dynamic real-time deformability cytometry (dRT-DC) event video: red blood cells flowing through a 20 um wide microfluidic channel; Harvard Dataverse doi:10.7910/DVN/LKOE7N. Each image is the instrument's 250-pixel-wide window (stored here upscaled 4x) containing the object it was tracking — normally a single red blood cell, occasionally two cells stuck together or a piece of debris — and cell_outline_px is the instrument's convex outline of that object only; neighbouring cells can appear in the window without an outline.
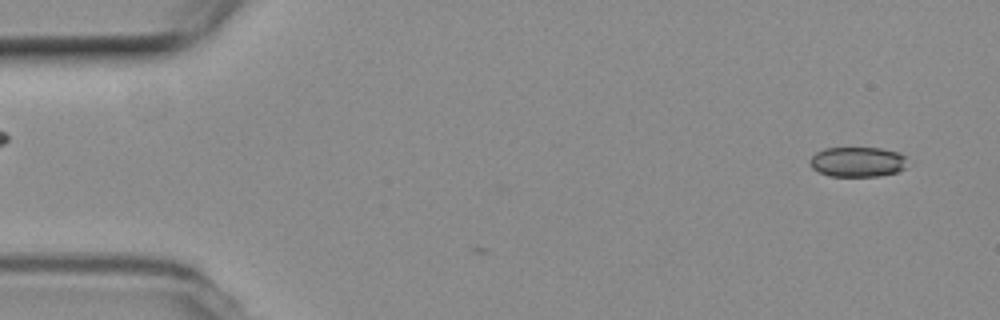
{"species": "common noctule bat (a hibernating species)", "species_latin": "Nyctalus noctula", "temperature_condition": "room temperature", "stored_images_in_passage": 4, "camera_frame_rate_fps": 3000, "um_per_image_px": 0.085, "animal": {"sex": "female", "body_mass_g": 19.3, "forearm_length_mm": 54.1}, "frame": {"image": 1, "passage_image": 2, "time_ms": 0.333, "image_size_px": [1000, 320], "cell_outline_px": [[904, 168], [896, 172], [880, 176], [828, 176], [812, 168], [808, 164], [808, 160], [816, 152], [824, 148], [880, 148], [900, 152], [904, 156]], "centroid_in_image_um": [72.83, 13.75], "position_along_channel_um": 12.2, "area_um2": 17.05}}